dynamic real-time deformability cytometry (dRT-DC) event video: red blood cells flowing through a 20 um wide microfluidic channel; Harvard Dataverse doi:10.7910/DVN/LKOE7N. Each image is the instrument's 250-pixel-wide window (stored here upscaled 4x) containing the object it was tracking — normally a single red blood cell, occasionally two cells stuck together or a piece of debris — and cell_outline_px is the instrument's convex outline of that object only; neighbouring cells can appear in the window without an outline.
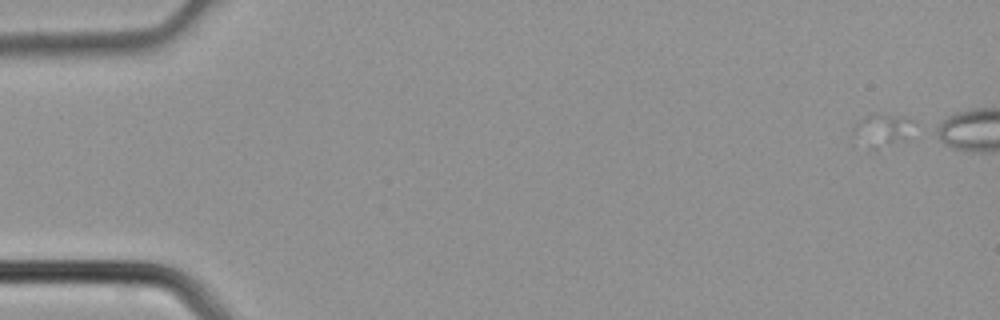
{"species": "common noctule bat (a hibernating species)", "species_latin": "Nyctalus noctula", "temperature_condition": "cold", "stored_images_in_passage": 4, "camera_frame_rate_fps": 3000, "um_per_image_px": 0.085, "animal": {"sex": "male", "body_mass_g": 21.5, "forearm_length_mm": 52.0}, "frame": {"image": 1, "passage_image": 1, "time_ms": 0.0, "image_size_px": [1000, 320], "cell_outline_px": [[912, 120], [908, 140], [876, 148], [852, 148], [852, 128], [864, 116], [880, 112], [900, 116]], "centroid_in_image_um": [74.83, 11.11], "position_along_channel_um": 10.2, "area_um2": 12.25}}